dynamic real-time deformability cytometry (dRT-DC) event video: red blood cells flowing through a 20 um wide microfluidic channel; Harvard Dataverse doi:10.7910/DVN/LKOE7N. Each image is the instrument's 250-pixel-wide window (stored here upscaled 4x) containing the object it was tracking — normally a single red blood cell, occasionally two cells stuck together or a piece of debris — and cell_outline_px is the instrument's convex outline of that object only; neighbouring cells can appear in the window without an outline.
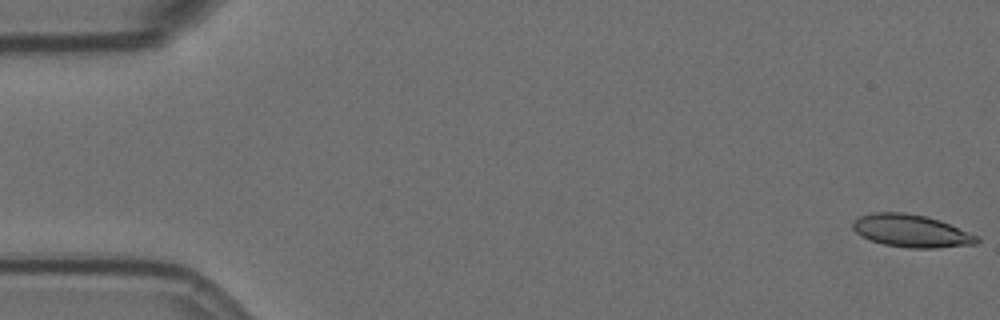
{"species": "Egyptian fruit bat (a non-hibernating species)", "species_latin": "Rousettus aegyptiacus", "temperature_condition": "room temperature", "stored_images_in_passage": 57, "camera_frame_rate_fps": 3000, "um_per_image_px": 0.085, "animal": {"sex": "female"}, "frame": {"image": 1, "passage_image": 1, "time_ms": 0.0, "image_size_px": [1000, 320], "cell_outline_px": [[980, 240], [976, 244], [936, 248], [908, 248], [884, 244], [872, 240], [856, 232], [852, 228], [852, 220], [860, 216], [872, 212], [904, 212], [924, 216], [940, 220], [976, 236]], "centroid_in_image_um": [77.42, 19.62], "position_along_channel_um": 7.6, "area_um2": 23.35}}
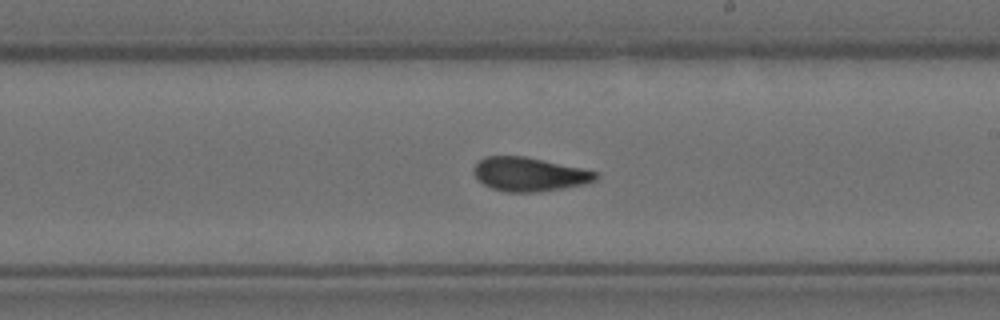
{"frame": {"image": 2, "passage_image": 33, "time_ms": 10.667, "image_size_px": [1000, 320], "cell_outline_px": [[600, 176], [596, 180], [584, 184], [564, 188], [540, 192], [508, 192], [492, 188], [484, 184], [472, 172], [476, 164], [484, 156], [524, 156], [580, 168], [596, 172]], "centroid_in_image_um": [44.99, 14.82], "position_along_channel_um": 244.0, "area_um2": 23.87}}
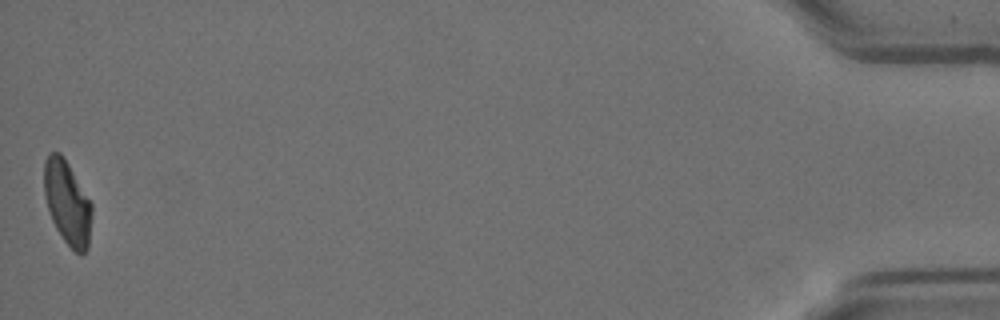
{"frame": {"image": 3, "passage_image": 57, "time_ms": 18.667, "image_size_px": [1000, 320], "cell_outline_px": [[92, 216], [88, 248], [80, 256], [64, 240], [56, 228], [52, 220], [48, 208], [44, 192], [44, 160], [48, 152], [60, 152], [68, 164], [92, 204]], "centroid_in_image_um": [5.72, 17.22], "position_along_channel_um": 429.5, "area_um2": 23.18}, "authors_computed_cell_mechanics": {"area_um2": 23.8714, "velocity_mm_per_s": 3.5419, "shape_relaxation_time_tau1_ms": null, "shape_relaxation_time_tau2_ms": 3.1446, "deformation_change_tau1": null, "deformation_change_tau2": 0.0972}}